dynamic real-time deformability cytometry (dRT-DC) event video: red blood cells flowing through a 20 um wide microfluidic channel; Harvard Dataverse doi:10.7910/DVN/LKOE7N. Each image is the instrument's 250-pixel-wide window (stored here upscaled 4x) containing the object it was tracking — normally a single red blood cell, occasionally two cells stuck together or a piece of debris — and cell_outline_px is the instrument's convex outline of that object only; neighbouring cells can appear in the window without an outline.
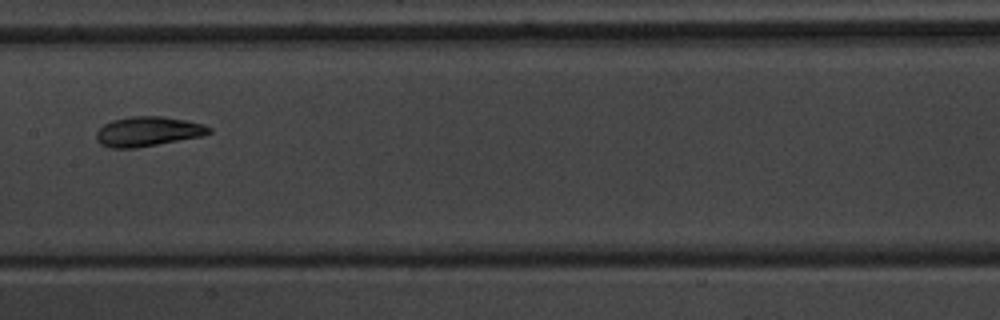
{"species": "common noctule bat (a hibernating species)", "species_latin": "Nyctalus noctula", "temperature_condition": "warm", "stored_images_in_passage": 9, "camera_frame_rate_fps": 3000, "um_per_image_px": 0.085, "animal": {"sex": "male", "body_mass_g": 20.1, "forearm_length_mm": 53.5}, "frame": {"image": 1, "passage_image": 9, "time_ms": 10.333, "image_size_px": [1000, 320], "cell_outline_px": [[212, 132], [204, 136], [136, 148], [108, 148], [100, 144], [96, 140], [96, 132], [104, 124], [112, 120], [128, 116], [160, 116], [184, 120], [204, 124], [212, 128]], "centroid_in_image_um": [12.57, 11.18], "position_along_channel_um": 194.8, "area_um2": 19.71}}